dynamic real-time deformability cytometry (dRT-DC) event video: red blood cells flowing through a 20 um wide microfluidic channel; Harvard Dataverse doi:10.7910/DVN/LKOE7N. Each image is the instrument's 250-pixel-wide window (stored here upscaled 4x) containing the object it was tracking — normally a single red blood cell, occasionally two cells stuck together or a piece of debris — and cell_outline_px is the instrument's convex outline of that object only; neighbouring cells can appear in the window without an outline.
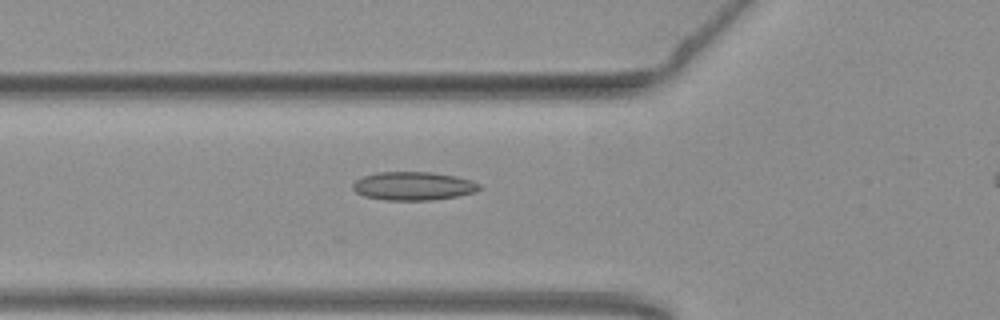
{"species": "common noctule bat (a hibernating species)", "species_latin": "Nyctalus noctula", "temperature_condition": "warm", "stored_images_in_passage": 7, "camera_frame_rate_fps": 3000, "um_per_image_px": 0.085, "animal": {"sex": "female", "body_mass_g": 19.3, "forearm_length_mm": 54.1}, "frame": {"image": 1, "passage_image": 2, "time_ms": 0.333, "image_size_px": [1000, 320], "cell_outline_px": [[480, 188], [476, 192], [456, 196], [432, 200], [384, 200], [364, 196], [356, 192], [352, 188], [352, 184], [356, 180], [364, 176], [376, 172], [432, 172], [456, 176], [472, 180], [480, 184]], "centroid_in_image_um": [35.13, 15.81], "position_along_channel_um": 90.7, "area_um2": 21.04}}
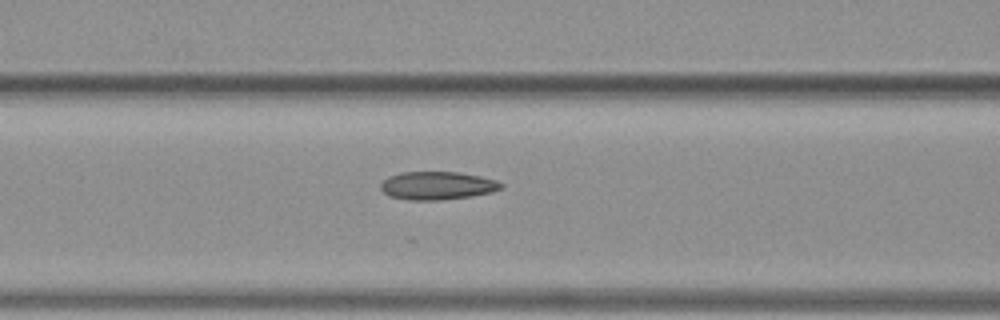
{"frame": {"image": 2, "passage_image": 5, "time_ms": 1.333, "image_size_px": [1000, 320], "cell_outline_px": [[504, 188], [492, 192], [472, 196], [440, 200], [408, 200], [388, 196], [380, 188], [380, 184], [388, 176], [404, 172], [456, 172], [480, 176], [496, 180], [504, 184]], "centroid_in_image_um": [37.18, 15.78], "position_along_channel_um": 129.4, "area_um2": 19.83}}